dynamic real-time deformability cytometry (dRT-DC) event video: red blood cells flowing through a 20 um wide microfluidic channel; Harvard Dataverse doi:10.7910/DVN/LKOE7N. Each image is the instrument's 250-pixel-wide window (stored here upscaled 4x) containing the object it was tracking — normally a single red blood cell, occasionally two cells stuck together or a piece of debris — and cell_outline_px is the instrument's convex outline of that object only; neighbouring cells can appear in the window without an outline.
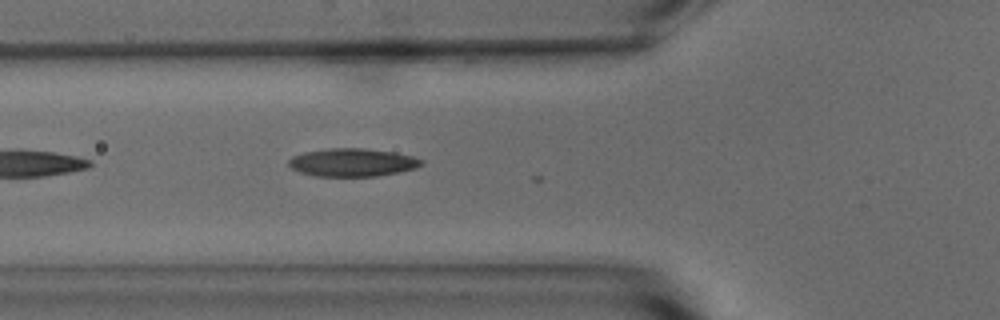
{"species": "common noctule bat (a hibernating species)", "species_latin": "Nyctalus noctula", "temperature_condition": "warm", "stored_images_in_passage": 4, "camera_frame_rate_fps": 3000, "um_per_image_px": 0.085, "animal": {"sex": "male", "body_mass_g": 15.6}, "frame": {"image": 1, "passage_image": 2, "time_ms": 0.333, "image_size_px": [1000, 320], "cell_outline_px": [[424, 164], [416, 168], [400, 172], [376, 176], [316, 176], [300, 172], [292, 168], [288, 164], [288, 160], [292, 156], [304, 152], [328, 148], [364, 148], [396, 152], [412, 156], [424, 160]], "centroid_in_image_um": [29.98, 13.8], "position_along_channel_um": 95.8, "area_um2": 21.85}}